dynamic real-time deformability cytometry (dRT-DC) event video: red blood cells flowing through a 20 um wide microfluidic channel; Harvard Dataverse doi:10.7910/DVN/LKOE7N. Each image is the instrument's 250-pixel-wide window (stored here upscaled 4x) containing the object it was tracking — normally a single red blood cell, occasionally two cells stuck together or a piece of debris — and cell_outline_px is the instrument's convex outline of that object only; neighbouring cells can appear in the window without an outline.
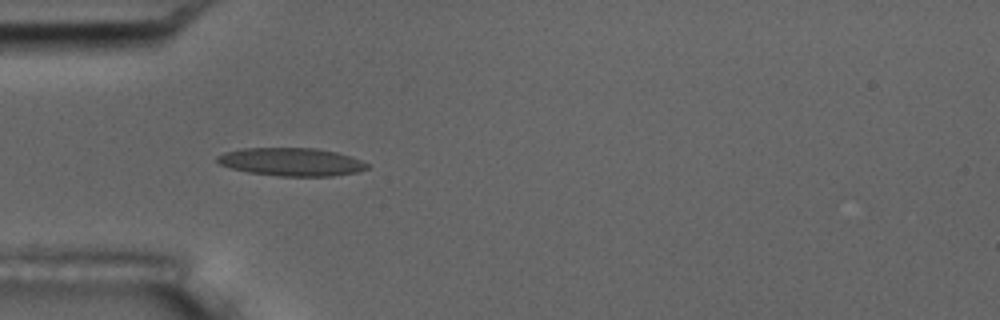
{"species": "common noctule bat (a hibernating species)", "species_latin": "Nyctalus noctula", "temperature_condition": "room temperature", "stored_images_in_passage": 15, "camera_frame_rate_fps": 3000, "um_per_image_px": 0.085, "animal": {"sex": "male", "body_mass_g": 17.5, "forearm_length_mm": 52.3}, "frame": {"image": 1, "passage_image": 5, "time_ms": 5.333, "image_size_px": [1000, 320], "cell_outline_px": [[368, 168], [356, 172], [332, 176], [280, 176], [248, 172], [232, 168], [220, 164], [216, 160], [216, 156], [224, 152], [244, 148], [316, 148], [336, 152], [360, 160], [368, 164]], "centroid_in_image_um": [24.74, 13.76], "position_along_channel_um": 60.3, "area_um2": 24.33}}
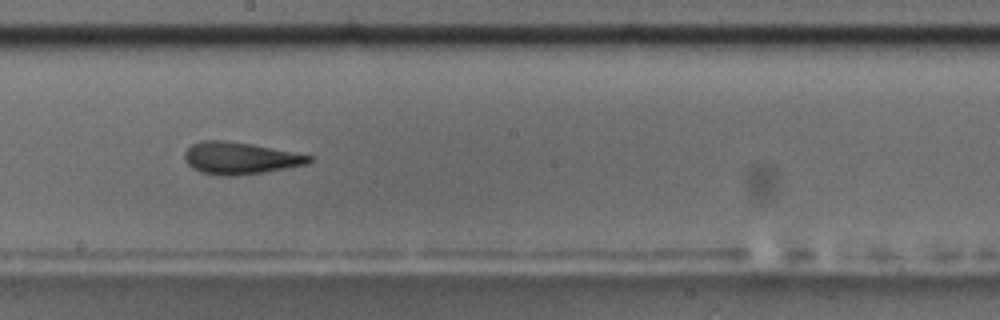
{"frame": {"image": 2, "passage_image": 9, "time_ms": 10.0, "image_size_px": [1000, 320], "cell_outline_px": [[312, 160], [308, 164], [264, 172], [236, 176], [216, 176], [200, 172], [192, 168], [184, 160], [184, 152], [192, 144], [200, 140], [224, 140], [252, 144], [312, 156]], "centroid_in_image_um": [20.35, 13.45], "position_along_channel_um": 227.9, "area_um2": 23.35}, "authors_computed_cell_mechanics": {"area_um2": 23.3512, "velocity_mm_per_s": 3.6485, "shape_relaxation_time_tau1_ms": null, "shape_relaxation_time_tau2_ms": 2.068, "deformation_change_tau1": null, "deformation_change_tau2": 0.0853}}